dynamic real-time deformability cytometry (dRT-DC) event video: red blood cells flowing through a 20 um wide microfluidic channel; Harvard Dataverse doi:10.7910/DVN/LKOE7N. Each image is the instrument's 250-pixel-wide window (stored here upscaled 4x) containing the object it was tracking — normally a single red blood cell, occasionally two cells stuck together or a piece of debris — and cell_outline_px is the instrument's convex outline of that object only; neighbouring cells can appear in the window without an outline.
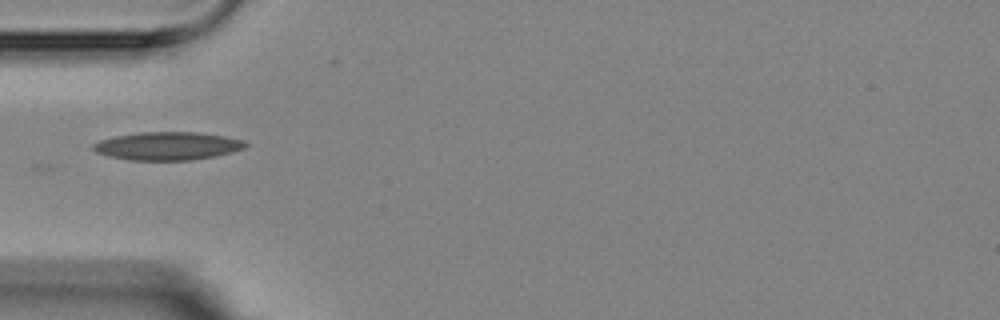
{"species": "Egyptian fruit bat (a non-hibernating species)", "species_latin": "Rousettus aegyptiacus", "temperature_condition": "room temperature", "stored_images_in_passage": 3, "camera_frame_rate_fps": 3000, "um_per_image_px": 0.085, "animal": {"sex": "female"}, "frame": {"image": 1, "passage_image": 1, "time_ms": 0.0, "image_size_px": [1000, 320], "cell_outline_px": [[248, 144], [244, 148], [232, 152], [216, 156], [192, 160], [128, 160], [108, 156], [96, 152], [92, 148], [92, 144], [100, 140], [116, 136], [140, 132], [196, 132], [228, 136], [244, 140]], "centroid_in_image_um": [14.26, 12.41], "position_along_channel_um": 70.7, "area_um2": 25.09}}
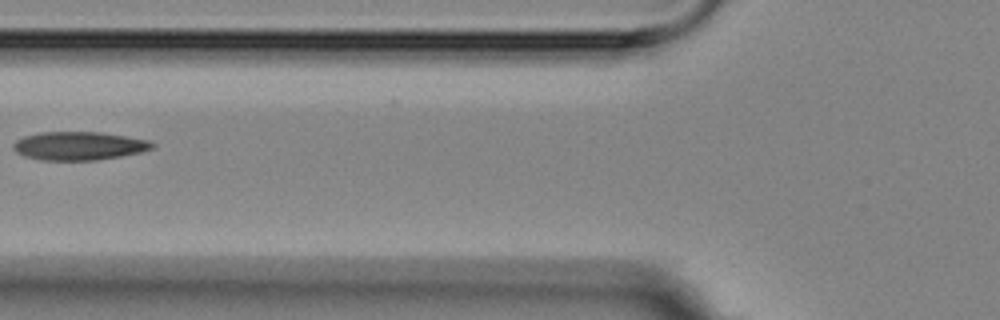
{"frame": {"image": 2, "passage_image": 2, "time_ms": 1.333, "image_size_px": [1000, 320], "cell_outline_px": [[156, 144], [152, 148], [140, 152], [120, 156], [96, 160], [40, 160], [24, 156], [16, 152], [12, 148], [12, 144], [16, 140], [24, 136], [40, 132], [100, 132], [148, 140]], "centroid_in_image_um": [6.66, 12.4], "position_along_channel_um": 119.1, "area_um2": 22.95}}
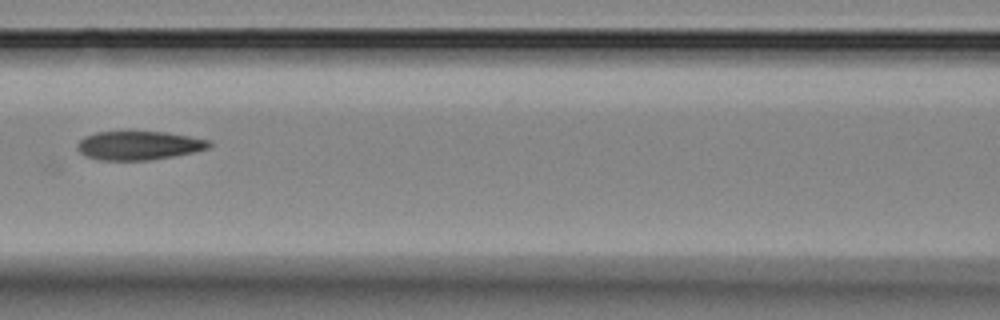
{"frame": {"image": 3, "passage_image": 3, "time_ms": 2.333, "image_size_px": [1000, 320], "cell_outline_px": [[212, 144], [208, 148], [192, 152], [172, 156], [148, 160], [100, 160], [84, 156], [76, 148], [76, 144], [84, 136], [96, 132], [164, 132], [212, 140]], "centroid_in_image_um": [11.77, 12.36], "position_along_channel_um": 154.8, "area_um2": 22.02}}